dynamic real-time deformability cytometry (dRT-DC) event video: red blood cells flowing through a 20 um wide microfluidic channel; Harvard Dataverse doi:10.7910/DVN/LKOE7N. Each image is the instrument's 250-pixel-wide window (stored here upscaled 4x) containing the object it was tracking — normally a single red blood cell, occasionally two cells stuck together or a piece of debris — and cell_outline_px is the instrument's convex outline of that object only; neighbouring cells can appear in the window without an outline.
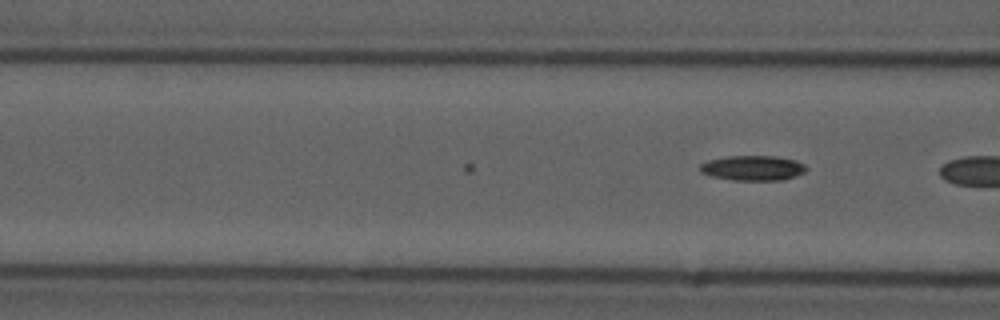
{"species": "common noctule bat (a hibernating species)", "species_latin": "Nyctalus noctula", "temperature_condition": "cold", "stored_images_in_passage": 8, "camera_frame_rate_fps": 3000, "um_per_image_px": 0.085, "animal": {"sex": "male", "forearm_length_mm": 52.5}, "frame": {"image": 1, "passage_image": 8, "time_ms": 2.333, "image_size_px": [1000, 320], "cell_outline_px": [[808, 168], [804, 172], [796, 176], [784, 180], [732, 180], [708, 176], [700, 172], [700, 164], [708, 160], [724, 156], [776, 156], [796, 160], [804, 164]], "centroid_in_image_um": [63.97, 14.28], "position_along_channel_um": 102.6, "area_um2": 15.72}}